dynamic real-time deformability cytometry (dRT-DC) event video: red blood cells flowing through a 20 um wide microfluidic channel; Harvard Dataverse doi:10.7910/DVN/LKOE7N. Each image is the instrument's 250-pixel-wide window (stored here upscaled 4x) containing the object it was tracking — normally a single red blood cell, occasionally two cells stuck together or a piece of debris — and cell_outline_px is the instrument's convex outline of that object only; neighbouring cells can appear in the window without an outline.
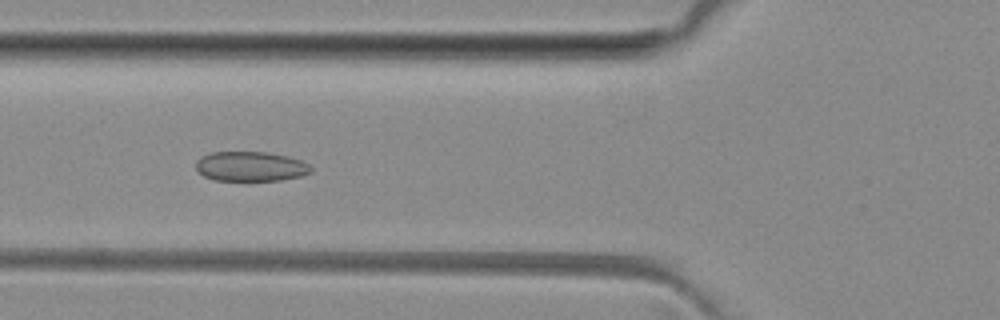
{"species": "common noctule bat (a hibernating species)", "species_latin": "Nyctalus noctula", "temperature_condition": "room temperature", "stored_images_in_passage": 6, "camera_frame_rate_fps": 3000, "um_per_image_px": 0.085, "animal": {"sex": "female", "body_mass_g": 29.2, "forearm_length_mm": 56.3}, "frame": {"image": 1, "passage_image": 4, "time_ms": 3.333, "image_size_px": [1000, 320], "cell_outline_px": [[312, 172], [300, 176], [280, 180], [212, 180], [204, 176], [196, 168], [196, 160], [200, 156], [212, 152], [264, 152], [288, 156], [300, 160], [308, 164], [312, 168]], "centroid_in_image_um": [21.28, 14.14], "position_along_channel_um": 104.5, "area_um2": 19.88}}
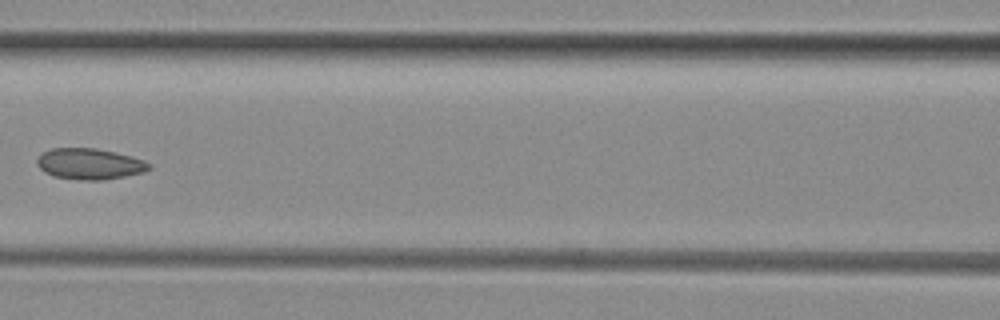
{"frame": {"image": 2, "passage_image": 5, "time_ms": 4.667, "image_size_px": [1000, 320], "cell_outline_px": [[152, 168], [144, 172], [104, 180], [80, 180], [52, 176], [44, 172], [36, 164], [36, 160], [44, 152], [52, 148], [96, 148], [132, 156], [144, 160], [152, 164]], "centroid_in_image_um": [7.63, 13.93], "position_along_channel_um": 159.0, "area_um2": 20.35}}
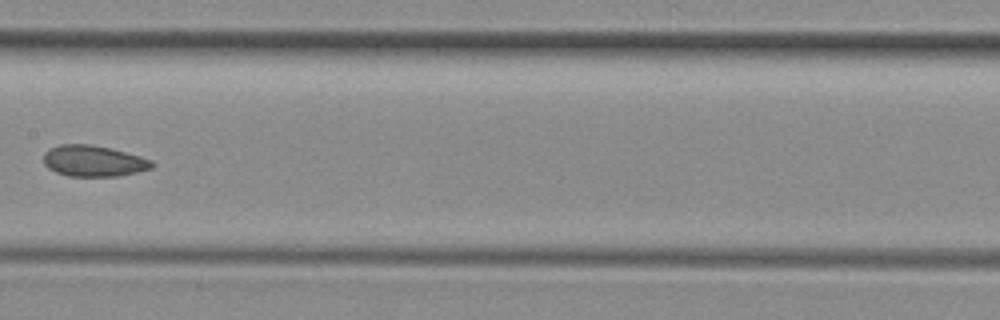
{"frame": {"image": 3, "passage_image": 6, "time_ms": 5.667, "image_size_px": [1000, 320], "cell_outline_px": [[156, 164], [152, 168], [120, 176], [68, 176], [56, 172], [48, 168], [44, 164], [44, 152], [48, 148], [60, 144], [92, 144], [140, 156], [152, 160]], "centroid_in_image_um": [7.93, 13.68], "position_along_channel_um": 199.5, "area_um2": 19.71}}